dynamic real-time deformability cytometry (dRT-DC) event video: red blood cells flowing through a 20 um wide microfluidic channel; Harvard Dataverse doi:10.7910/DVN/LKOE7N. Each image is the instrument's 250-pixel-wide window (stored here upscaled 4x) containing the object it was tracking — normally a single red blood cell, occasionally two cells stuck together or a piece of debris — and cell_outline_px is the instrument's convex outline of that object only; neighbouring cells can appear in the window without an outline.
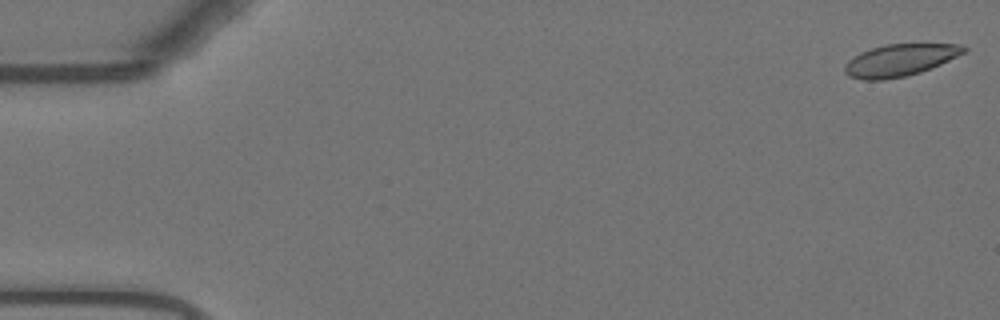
{"species": "Egyptian fruit bat (a non-hibernating species)", "species_latin": "Rousettus aegyptiacus", "temperature_condition": "warm", "stored_images_in_passage": 13, "camera_frame_rate_fps": 3000, "um_per_image_px": 0.085, "animal": {"sex": "female"}, "frame": {"image": 1, "passage_image": 1, "time_ms": 0.0, "image_size_px": [1000, 320], "cell_outline_px": [[968, 48], [964, 52], [940, 64], [920, 72], [904, 76], [884, 80], [864, 80], [848, 76], [844, 72], [844, 64], [848, 60], [860, 52], [884, 44], [964, 44]], "centroid_in_image_um": [76.45, 5.11], "position_along_channel_um": 8.6, "area_um2": 22.14}}